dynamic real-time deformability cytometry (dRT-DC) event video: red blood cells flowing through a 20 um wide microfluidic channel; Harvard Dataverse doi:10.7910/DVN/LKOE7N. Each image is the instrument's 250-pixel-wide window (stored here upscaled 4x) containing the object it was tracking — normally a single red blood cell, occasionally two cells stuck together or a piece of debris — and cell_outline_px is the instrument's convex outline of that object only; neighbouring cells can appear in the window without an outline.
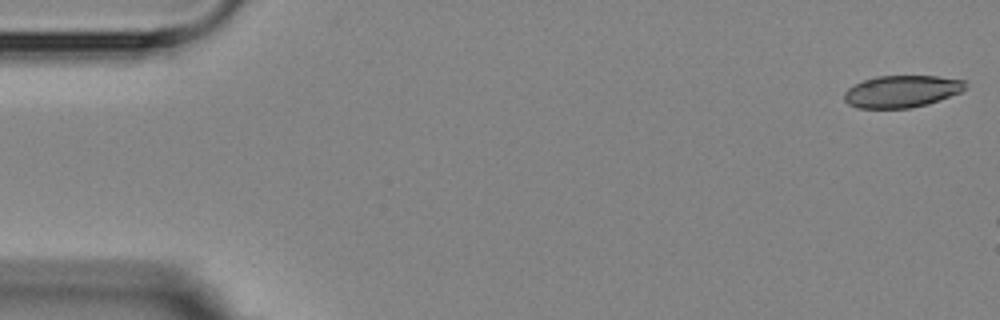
{"species": "Egyptian fruit bat (a non-hibernating species)", "species_latin": "Rousettus aegyptiacus", "temperature_condition": "room temperature", "stored_images_in_passage": 3, "camera_frame_rate_fps": 3000, "um_per_image_px": 0.085, "animal": {"sex": "female"}, "frame": {"image": 1, "passage_image": 1, "time_ms": 0.0, "image_size_px": [1000, 320], "cell_outline_px": [[968, 84], [960, 92], [928, 104], [908, 108], [856, 108], [848, 104], [844, 100], [844, 92], [848, 88], [864, 80], [876, 76], [936, 76], [964, 80]], "centroid_in_image_um": [76.63, 7.77], "position_along_channel_um": 8.4, "area_um2": 22.54}}